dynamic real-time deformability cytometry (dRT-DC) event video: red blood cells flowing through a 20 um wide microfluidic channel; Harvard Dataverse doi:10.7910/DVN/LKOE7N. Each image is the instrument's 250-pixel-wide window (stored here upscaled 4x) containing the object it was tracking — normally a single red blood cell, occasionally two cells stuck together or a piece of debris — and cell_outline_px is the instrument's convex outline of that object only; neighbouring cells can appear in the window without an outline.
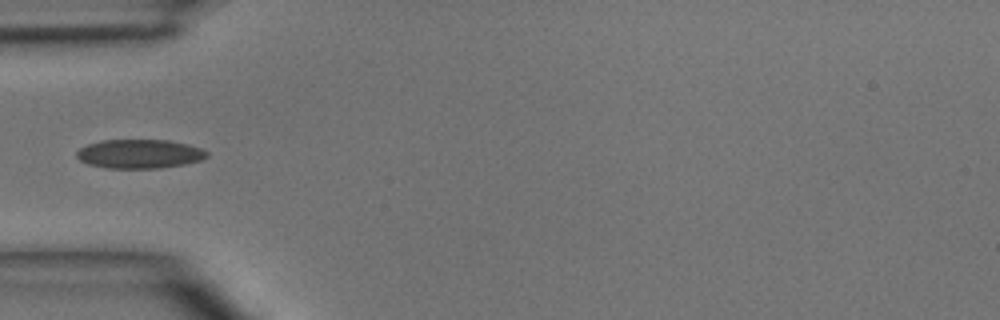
{"species": "common noctule bat (a hibernating species)", "species_latin": "Nyctalus noctula", "temperature_condition": "room temperature", "stored_images_in_passage": 5, "camera_frame_rate_fps": 3000, "um_per_image_px": 0.085, "animal": {"sex": "male", "body_mass_g": 15.6}, "frame": {"image": 1, "passage_image": 5, "time_ms": 4.333, "image_size_px": [1000, 320], "cell_outline_px": [[208, 156], [200, 160], [184, 164], [160, 168], [108, 168], [88, 164], [80, 160], [76, 156], [76, 152], [80, 148], [88, 144], [100, 140], [168, 140], [188, 144], [200, 148], [208, 152]], "centroid_in_image_um": [11.85, 13.07], "position_along_channel_um": 73.2, "area_um2": 21.96}}